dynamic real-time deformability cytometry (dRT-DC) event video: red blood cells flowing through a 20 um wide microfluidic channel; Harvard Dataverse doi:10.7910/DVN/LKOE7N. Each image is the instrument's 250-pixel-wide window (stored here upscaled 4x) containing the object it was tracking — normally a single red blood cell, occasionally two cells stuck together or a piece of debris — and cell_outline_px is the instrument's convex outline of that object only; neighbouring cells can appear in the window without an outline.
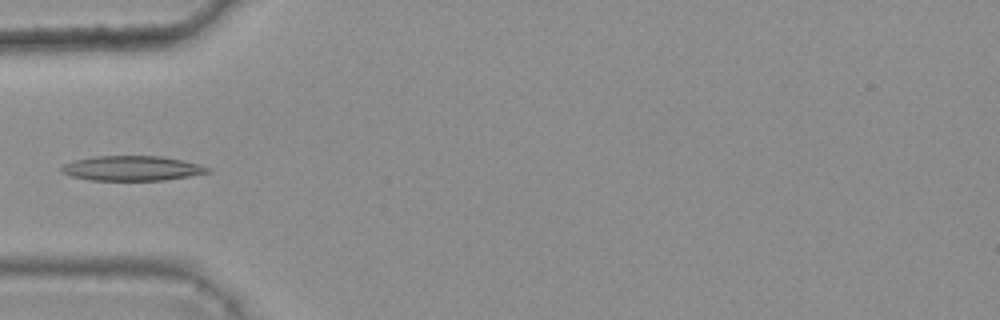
{"species": "common noctule bat (a hibernating species)", "species_latin": "Nyctalus noctula", "temperature_condition": "warm", "stored_images_in_passage": 5, "camera_frame_rate_fps": 3000, "um_per_image_px": 0.085, "animal": {"sex": "female", "body_mass_g": 25.1}, "frame": {"image": 1, "passage_image": 5, "time_ms": 1.333, "image_size_px": [1000, 320], "cell_outline_px": [[212, 172], [164, 180], [92, 180], [72, 176], [60, 172], [60, 168], [64, 164], [72, 160], [96, 156], [160, 156], [184, 160], [212, 168]], "centroid_in_image_um": [11.23, 14.3], "position_along_channel_um": 73.8, "area_um2": 21.21}}